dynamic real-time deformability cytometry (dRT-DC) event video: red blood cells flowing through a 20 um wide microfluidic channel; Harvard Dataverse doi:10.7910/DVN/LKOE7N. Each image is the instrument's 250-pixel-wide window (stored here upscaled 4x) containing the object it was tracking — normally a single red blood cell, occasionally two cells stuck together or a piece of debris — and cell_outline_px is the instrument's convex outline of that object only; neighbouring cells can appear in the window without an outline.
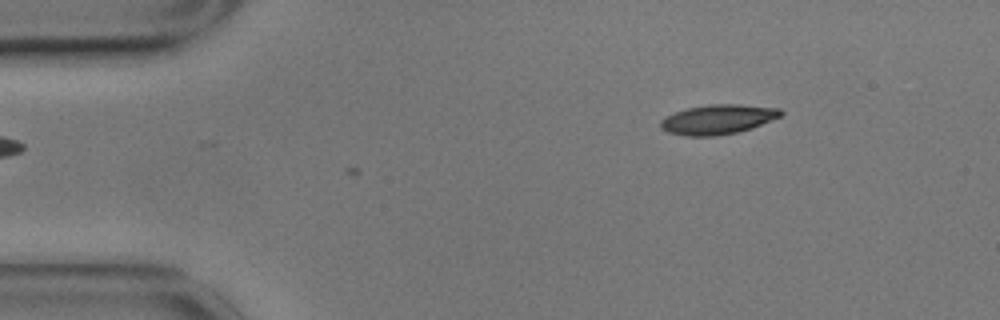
{"species": "common noctule bat (a hibernating species)", "species_latin": "Nyctalus noctula", "temperature_condition": "cold", "stored_images_in_passage": 4, "camera_frame_rate_fps": 3000, "um_per_image_px": 0.085, "animal": {"sex": "male", "body_mass_g": 17.9}, "frame": {"image": 1, "passage_image": 1, "time_ms": 0.0, "image_size_px": [1000, 320], "cell_outline_px": [[784, 112], [780, 116], [752, 128], [736, 132], [716, 136], [684, 136], [668, 132], [660, 128], [660, 120], [676, 112], [688, 108], [708, 104], [736, 104], [780, 108]], "centroid_in_image_um": [61.01, 10.15], "position_along_channel_um": 24.0, "area_um2": 20.63}}